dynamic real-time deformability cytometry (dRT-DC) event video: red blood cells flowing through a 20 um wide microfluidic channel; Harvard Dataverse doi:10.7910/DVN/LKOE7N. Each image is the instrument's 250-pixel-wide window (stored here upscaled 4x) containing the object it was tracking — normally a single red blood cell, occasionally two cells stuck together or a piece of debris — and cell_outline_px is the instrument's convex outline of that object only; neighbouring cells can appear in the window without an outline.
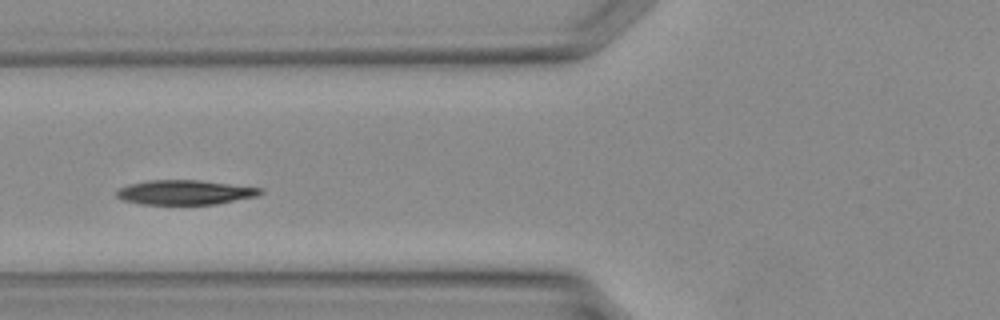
{"species": "Egyptian fruit bat (a non-hibernating species)", "species_latin": "Rousettus aegyptiacus", "temperature_condition": "warm", "stored_images_in_passage": 33, "camera_frame_rate_fps": 3000, "um_per_image_px": 0.085, "animal": {"sex": "female"}, "frame": {"image": 1, "passage_image": 10, "time_ms": 3.0, "image_size_px": [1000, 320], "cell_outline_px": [[264, 192], [256, 196], [216, 204], [140, 204], [124, 200], [116, 196], [116, 192], [120, 188], [128, 184], [148, 180], [200, 180], [264, 188]], "centroid_in_image_um": [15.73, 16.34], "position_along_channel_um": 110.1, "area_um2": 20.58}}